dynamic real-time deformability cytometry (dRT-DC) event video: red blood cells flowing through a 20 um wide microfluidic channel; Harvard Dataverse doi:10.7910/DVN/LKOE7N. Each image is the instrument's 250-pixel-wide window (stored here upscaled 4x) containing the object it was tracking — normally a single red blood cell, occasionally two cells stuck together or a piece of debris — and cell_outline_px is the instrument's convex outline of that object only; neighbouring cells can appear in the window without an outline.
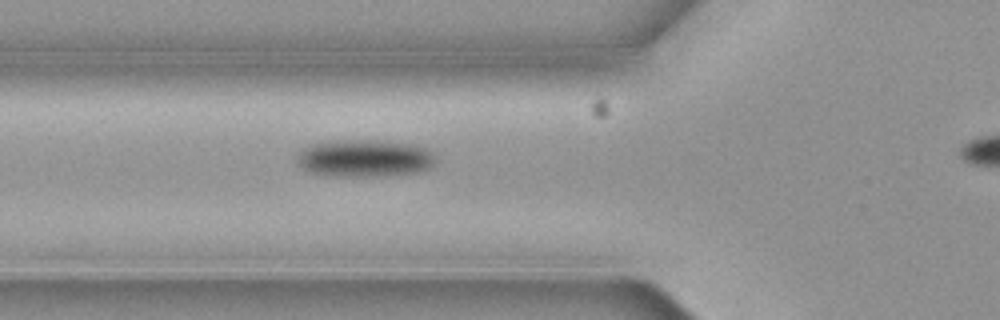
{"species": "common noctule bat (a hibernating species)", "species_latin": "Nyctalus noctula", "temperature_condition": "cold", "stored_images_in_passage": 3, "segment_of_instrument_passage": [1, 2], "camera_frame_rate_fps": 3000, "um_per_image_px": 0.085, "animal": {"sex": "female", "body_mass_g": 19.3, "forearm_length_mm": 54.1}, "frame": {"image": 1, "passage_image": 2, "time_ms": 0.333, "image_size_px": [1000, 320], "cell_outline_px": [[436, 160], [428, 168], [420, 172], [380, 176], [324, 176], [308, 172], [296, 164], [296, 156], [304, 148], [312, 144], [328, 140], [376, 140], [412, 144], [428, 148], [436, 156]], "centroid_in_image_um": [30.95, 13.45], "position_along_channel_um": 94.8, "area_um2": 30.69}}